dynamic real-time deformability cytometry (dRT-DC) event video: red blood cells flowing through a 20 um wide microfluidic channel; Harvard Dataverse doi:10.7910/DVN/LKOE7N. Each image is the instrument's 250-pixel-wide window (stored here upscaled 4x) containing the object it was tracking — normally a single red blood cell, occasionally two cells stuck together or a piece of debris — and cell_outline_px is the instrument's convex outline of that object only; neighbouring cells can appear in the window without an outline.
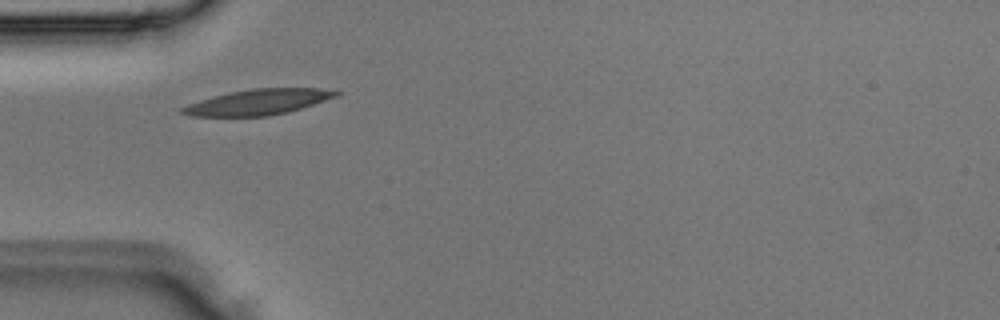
{"species": "Egyptian fruit bat (a non-hibernating species)", "species_latin": "Rousettus aegyptiacus", "temperature_condition": "room temperature", "stored_images_in_passage": 2, "camera_frame_rate_fps": 3000, "um_per_image_px": 0.085, "animal": {"sex": "male"}, "frame": {"image": 1, "passage_image": 1, "time_ms": 0.0, "image_size_px": [1000, 320], "cell_outline_px": [[340, 92], [336, 96], [288, 112], [268, 116], [192, 116], [180, 112], [180, 108], [188, 104], [200, 100], [232, 92], [252, 88], [320, 88]], "centroid_in_image_um": [21.91, 8.68], "position_along_channel_um": 63.1, "area_um2": 22.43}}